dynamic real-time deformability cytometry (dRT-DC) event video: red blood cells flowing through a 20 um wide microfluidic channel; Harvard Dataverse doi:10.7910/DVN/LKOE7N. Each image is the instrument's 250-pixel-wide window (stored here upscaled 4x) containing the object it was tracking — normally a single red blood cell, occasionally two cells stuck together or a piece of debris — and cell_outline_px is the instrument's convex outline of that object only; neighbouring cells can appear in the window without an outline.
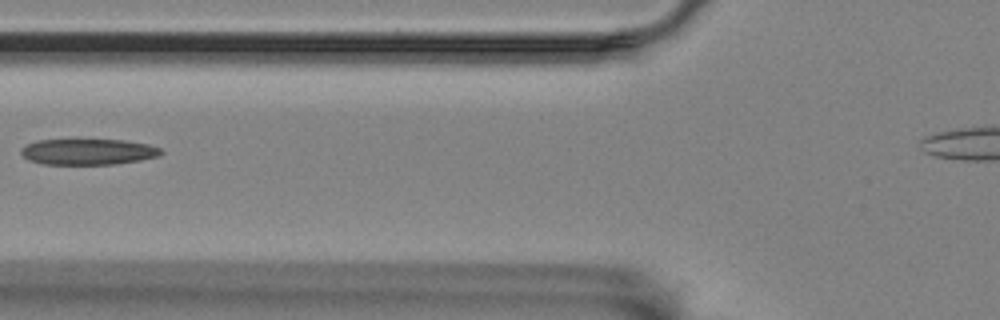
{"species": "Egyptian fruit bat (a non-hibernating species)", "species_latin": "Rousettus aegyptiacus", "temperature_condition": "room temperature", "stored_images_in_passage": 10, "camera_frame_rate_fps": 3000, "um_per_image_px": 0.085, "animal": {"sex": "female"}, "frame": {"image": 1, "passage_image": 2, "time_ms": 1.333, "image_size_px": [1000, 320], "cell_outline_px": [[164, 152], [160, 156], [140, 160], [116, 164], [44, 164], [28, 160], [20, 152], [20, 148], [36, 140], [124, 140], [148, 144], [160, 148]], "centroid_in_image_um": [7.5, 12.9], "position_along_channel_um": 118.3, "area_um2": 21.15}}
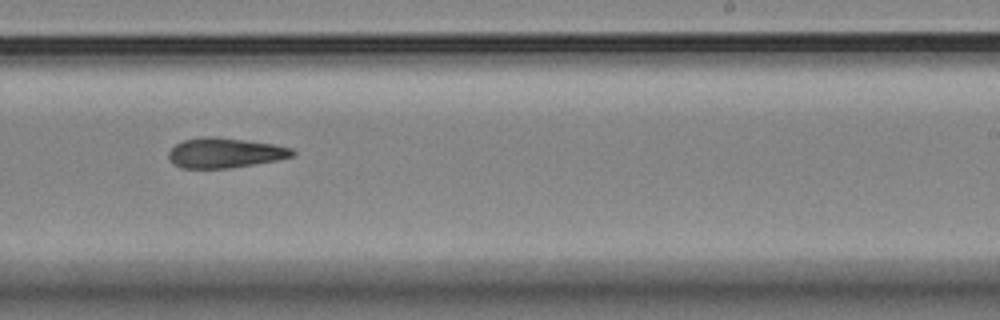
{"frame": {"image": 2, "passage_image": 6, "time_ms": 5.667, "image_size_px": [1000, 320], "cell_outline_px": [[296, 152], [292, 156], [276, 160], [228, 168], [180, 168], [172, 164], [168, 156], [168, 152], [176, 144], [184, 140], [200, 136], [216, 136], [276, 144], [292, 148]], "centroid_in_image_um": [19.09, 12.98], "position_along_channel_um": 269.9, "area_um2": 21.73}}
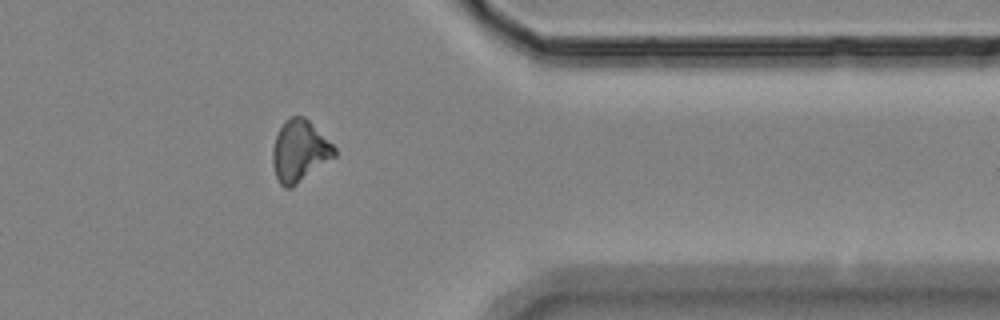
{"frame": {"image": 3, "passage_image": 9, "time_ms": 9.333, "image_size_px": [1000, 320], "cell_outline_px": [[336, 156], [292, 188], [284, 188], [280, 184], [276, 176], [272, 164], [272, 148], [276, 136], [284, 120], [292, 116], [304, 116], [336, 148]], "centroid_in_image_um": [25.45, 12.85], "position_along_channel_um": 386.0, "area_um2": 22.14}}